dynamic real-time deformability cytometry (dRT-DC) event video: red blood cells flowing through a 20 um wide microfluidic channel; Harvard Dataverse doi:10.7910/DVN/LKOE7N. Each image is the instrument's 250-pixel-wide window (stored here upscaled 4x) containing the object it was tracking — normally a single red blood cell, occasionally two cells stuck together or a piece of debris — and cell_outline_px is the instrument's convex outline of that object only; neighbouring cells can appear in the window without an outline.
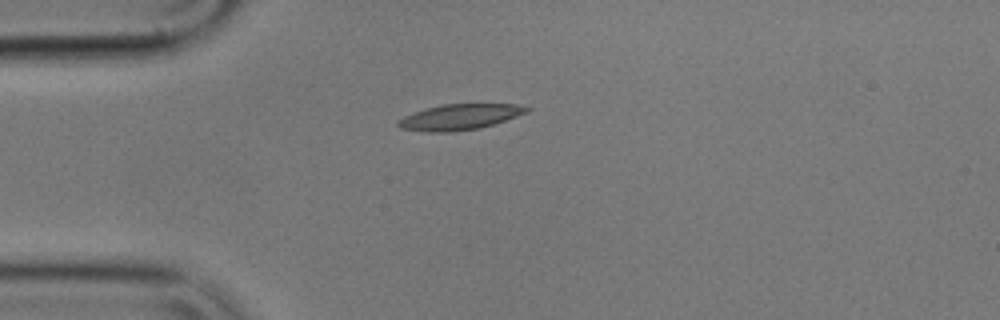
{"species": "common noctule bat (a hibernating species)", "species_latin": "Nyctalus noctula", "temperature_condition": "cold", "stored_images_in_passage": 43, "camera_frame_rate_fps": 3000, "um_per_image_px": 0.085, "animal": {"sex": "male", "body_mass_g": 17.9}, "frame": {"image": 1, "passage_image": 1, "time_ms": 0.0, "image_size_px": [1000, 320], "cell_outline_px": [[532, 108], [528, 112], [480, 128], [452, 132], [428, 132], [400, 128], [396, 124], [396, 120], [404, 116], [428, 108], [444, 104], [516, 104]], "centroid_in_image_um": [39.06, 9.95], "position_along_channel_um": 45.9, "area_um2": 19.07}}
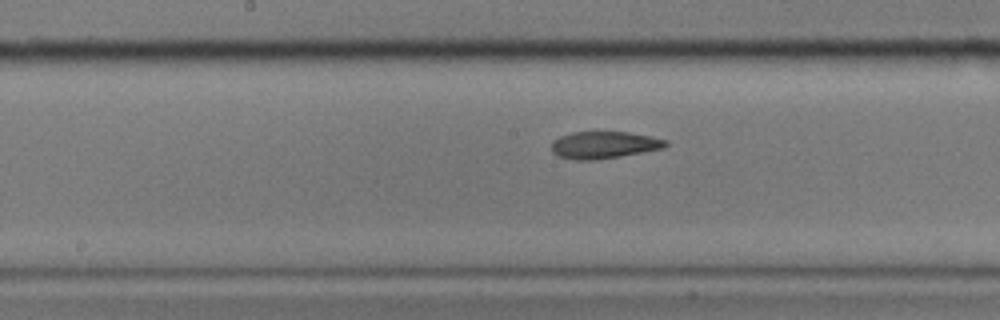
{"frame": {"image": 2, "passage_image": 15, "time_ms": 4.667, "image_size_px": [1000, 320], "cell_outline_px": [[668, 144], [664, 148], [620, 156], [596, 160], [576, 160], [560, 156], [552, 152], [552, 140], [560, 136], [572, 132], [628, 132], [668, 140]], "centroid_in_image_um": [51.33, 12.32], "position_along_channel_um": 196.9, "area_um2": 17.92}}
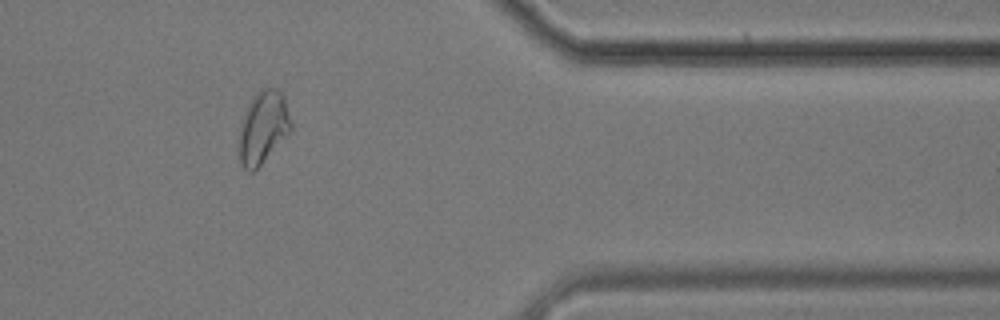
{"frame": {"image": 3, "passage_image": 33, "time_ms": 10.667, "image_size_px": [1000, 320], "cell_outline_px": [[292, 132], [252, 172], [248, 172], [240, 164], [236, 148], [236, 144], [244, 112], [252, 96], [260, 88], [276, 88], [284, 96], [292, 124]], "centroid_in_image_um": [22.33, 10.84], "position_along_channel_um": 389.1, "area_um2": 22.54}, "authors_computed_cell_mechanics": {"area_um2": 19.074, "velocity_mm_per_s": 3.5541, "shape_relaxation_time_tau1_ms": null, "shape_relaxation_time_tau2_ms": 2.9071, "deformation_change_tau1": null, "deformation_change_tau2": 0.0915}}